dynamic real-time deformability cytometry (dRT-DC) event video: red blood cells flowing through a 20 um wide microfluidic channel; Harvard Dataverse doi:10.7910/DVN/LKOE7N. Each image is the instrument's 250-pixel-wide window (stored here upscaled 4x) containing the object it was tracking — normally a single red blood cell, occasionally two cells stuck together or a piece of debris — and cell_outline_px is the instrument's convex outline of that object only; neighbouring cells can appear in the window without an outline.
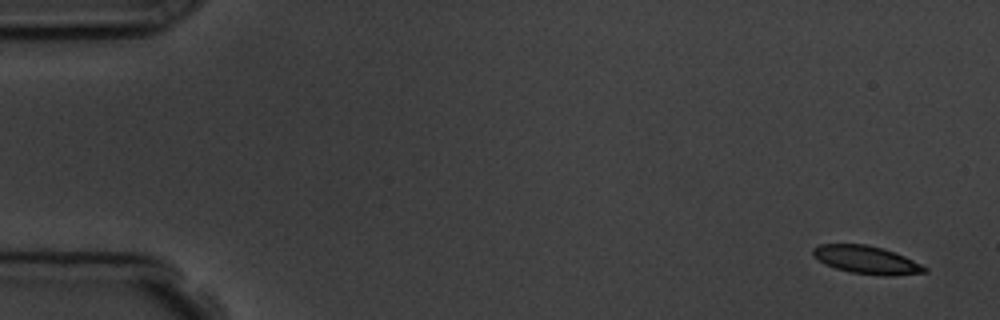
{"species": "common noctule bat (a hibernating species)", "species_latin": "Nyctalus noctula", "temperature_condition": "room temperature", "stored_images_in_passage": 9, "camera_frame_rate_fps": 3000, "um_per_image_px": 0.085, "animal": {"sex": "male", "body_mass_g": 19.5, "forearm_length_mm": 54.6}, "frame": {"image": 1, "passage_image": 1, "time_ms": 0.0, "image_size_px": [1000, 320], "cell_outline_px": [[928, 272], [888, 276], [884, 276], [852, 272], [836, 268], [824, 264], [812, 256], [812, 248], [820, 244], [864, 244], [884, 248], [904, 256], [928, 268]], "centroid_in_image_um": [73.63, 22.08], "position_along_channel_um": 11.4, "area_um2": 18.15}}
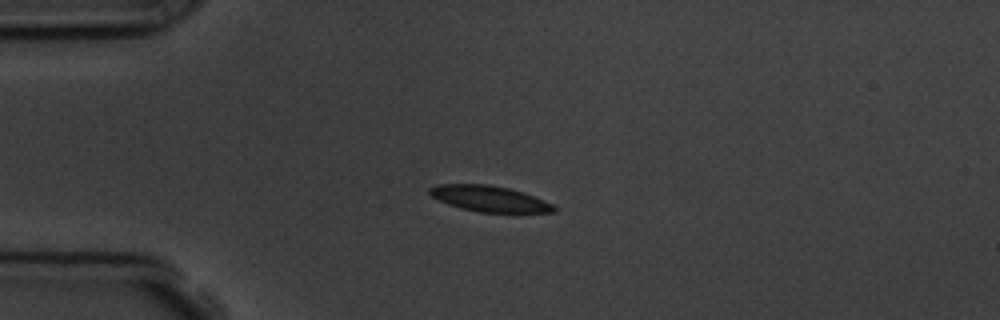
{"frame": {"image": 2, "passage_image": 4, "time_ms": 3.667, "image_size_px": [1000, 320], "cell_outline_px": [[556, 212], [516, 216], [476, 212], [460, 208], [448, 204], [432, 196], [428, 192], [428, 188], [436, 184], [488, 184], [508, 188], [524, 192], [544, 200], [552, 204], [556, 208]], "centroid_in_image_um": [41.71, 16.95], "position_along_channel_um": 43.3, "area_um2": 19.88}}